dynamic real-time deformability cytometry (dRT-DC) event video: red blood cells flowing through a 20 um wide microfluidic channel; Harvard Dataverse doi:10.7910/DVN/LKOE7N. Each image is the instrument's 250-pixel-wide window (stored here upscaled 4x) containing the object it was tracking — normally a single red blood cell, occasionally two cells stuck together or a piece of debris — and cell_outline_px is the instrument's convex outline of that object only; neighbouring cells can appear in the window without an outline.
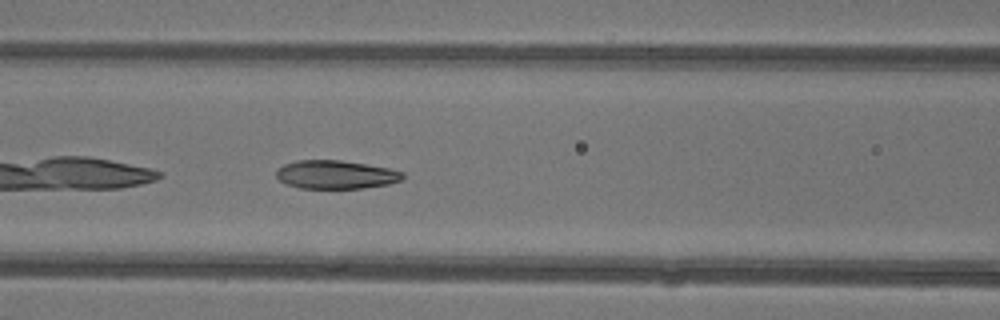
{"species": "common noctule bat (a hibernating species)", "species_latin": "Nyctalus noctula", "temperature_condition": "warm", "stored_images_in_passage": 33, "camera_frame_rate_fps": 3000, "um_per_image_px": 0.085, "animal": {"sex": "female"}, "frame": {"image": 1, "passage_image": 6, "time_ms": 1.667, "image_size_px": [1000, 320], "cell_outline_px": [[404, 180], [388, 184], [364, 188], [300, 188], [284, 184], [276, 176], [276, 168], [284, 164], [296, 160], [340, 160], [388, 168], [404, 172]], "centroid_in_image_um": [28.52, 14.84], "position_along_channel_um": 138.1, "area_um2": 21.1}}
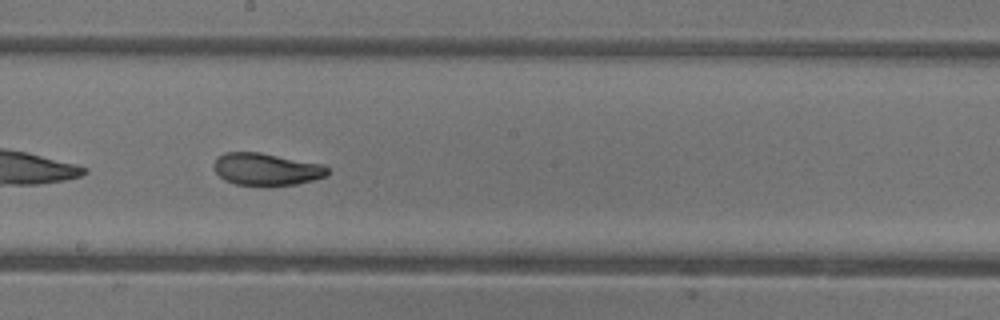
{"frame": {"image": 2, "passage_image": 12, "time_ms": 3.667, "image_size_px": [1000, 320], "cell_outline_px": [[328, 172], [324, 176], [312, 180], [296, 184], [268, 188], [264, 188], [236, 184], [224, 180], [216, 172], [212, 164], [216, 156], [224, 152], [260, 152], [324, 164], [328, 168]], "centroid_in_image_um": [22.6, 14.41], "position_along_channel_um": 225.6, "area_um2": 22.08}}
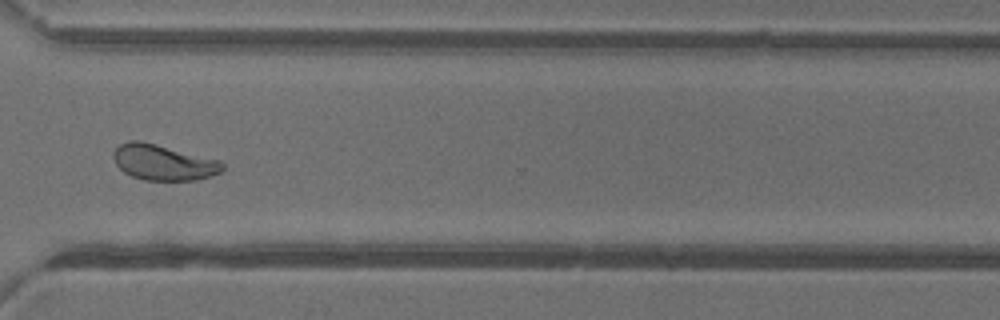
{"frame": {"image": 3, "passage_image": 21, "time_ms": 6.667, "image_size_px": [1000, 320], "cell_outline_px": [[224, 168], [220, 172], [196, 180], [144, 180], [132, 176], [124, 172], [116, 164], [112, 156], [116, 148], [120, 144], [132, 140], [140, 140], [220, 160], [224, 164]], "centroid_in_image_um": [13.87, 13.8], "position_along_channel_um": 356.7, "area_um2": 22.48}, "authors_computed_cell_mechanics": {"area_um2": 22.3108, "velocity_mm_per_s": 4.3832, "shape_relaxation_time_tau1_ms": 4.1709, "shape_relaxation_time_tau2_ms": 1.0842, "deformation_change_tau1": 0.1573, "deformation_change_tau2": 0.0702}}